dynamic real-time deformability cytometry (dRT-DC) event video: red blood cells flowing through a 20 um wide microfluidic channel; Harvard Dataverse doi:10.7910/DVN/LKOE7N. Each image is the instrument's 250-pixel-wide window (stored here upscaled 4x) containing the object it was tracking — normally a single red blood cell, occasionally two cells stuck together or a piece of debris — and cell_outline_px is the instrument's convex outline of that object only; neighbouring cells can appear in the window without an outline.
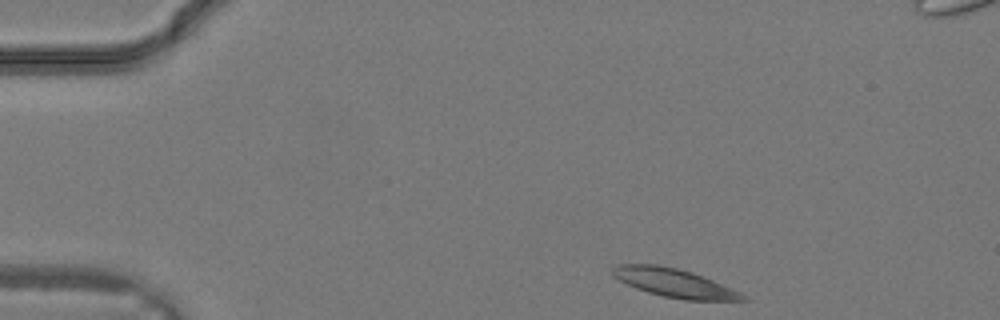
{"species": "common noctule bat (a hibernating species)", "species_latin": "Nyctalus noctula", "temperature_condition": "warm", "stored_images_in_passage": 28, "camera_frame_rate_fps": 3000, "um_per_image_px": 0.085, "animal": {"sex": "male", "body_mass_g": 19.2, "forearm_length_mm": 51.8}, "frame": {"image": 1, "passage_image": 1, "time_ms": 0.0, "image_size_px": [1000, 320], "cell_outline_px": [[748, 300], [684, 300], [664, 296], [648, 292], [636, 288], [612, 276], [612, 268], [616, 264], [656, 264], [676, 268], [692, 272], [704, 276], [732, 288], [740, 292]], "centroid_in_image_um": [57.3, 24.04], "position_along_channel_um": 27.7, "area_um2": 21.5}}
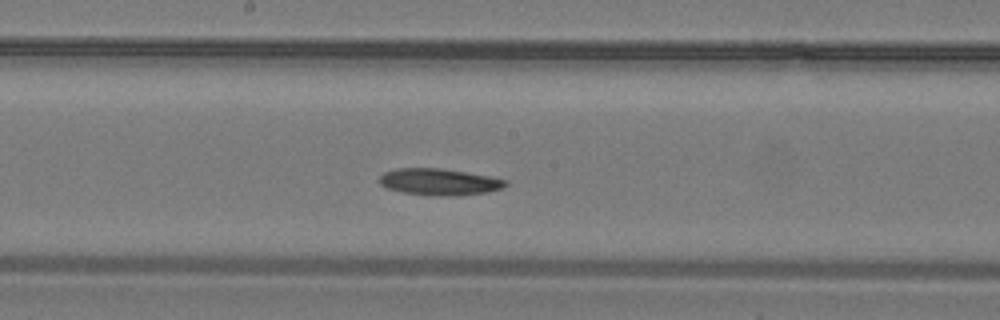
{"frame": {"image": 2, "passage_image": 13, "time_ms": 4.0, "image_size_px": [1000, 320], "cell_outline_px": [[508, 184], [504, 188], [488, 192], [452, 196], [404, 192], [388, 188], [380, 184], [376, 180], [384, 172], [396, 168], [444, 168], [488, 176], [508, 180]], "centroid_in_image_um": [37.35, 15.44], "position_along_channel_um": 210.8, "area_um2": 19.48}}
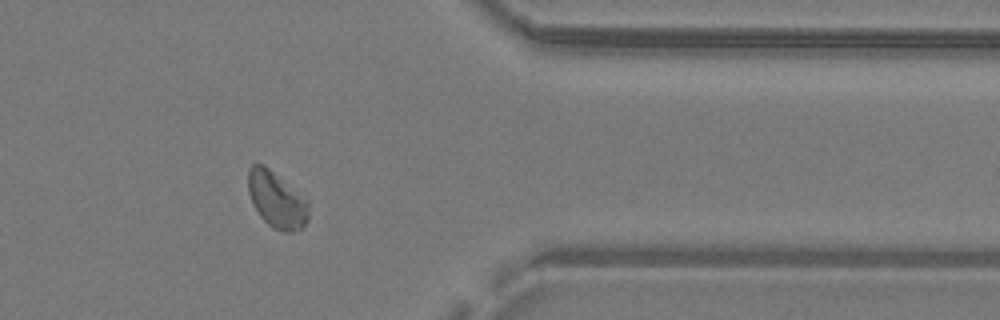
{"frame": {"image": 3, "passage_image": 22, "time_ms": 7.0, "image_size_px": [1000, 320], "cell_outline_px": [[308, 220], [300, 228], [292, 232], [284, 232], [268, 224], [260, 216], [252, 204], [248, 192], [248, 168], [252, 164], [264, 164], [308, 200]], "centroid_in_image_um": [23.49, 16.96], "position_along_channel_um": 387.9, "area_um2": 19.71}}